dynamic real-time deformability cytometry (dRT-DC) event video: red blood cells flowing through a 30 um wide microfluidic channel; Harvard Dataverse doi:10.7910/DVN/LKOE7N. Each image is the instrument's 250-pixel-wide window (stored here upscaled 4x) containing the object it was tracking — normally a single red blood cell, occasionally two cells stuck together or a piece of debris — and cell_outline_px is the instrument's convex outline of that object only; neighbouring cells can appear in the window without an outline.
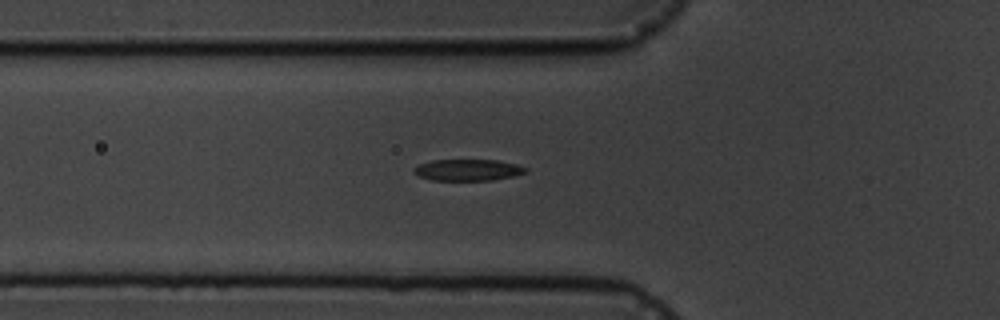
{"species": "common noctule bat (a hibernating species)", "species_latin": "Nyctalus noctula", "temperature_condition": "cold", "stored_images_in_passage": 6, "camera_frame_rate_fps": 3000, "um_per_image_px": 0.085, "animal": {"sex": "male", "body_mass_g": 19.5, "forearm_length_mm": 54.6}, "frame": {"image": 1, "passage_image": 6, "time_ms": 5.667, "image_size_px": [1000, 320], "cell_outline_px": [[528, 172], [512, 176], [492, 180], [432, 180], [420, 176], [412, 172], [412, 168], [420, 164], [432, 160], [496, 160], [516, 164], [528, 168]], "centroid_in_image_um": [39.76, 14.44], "position_along_channel_um": 86.0, "area_um2": 13.93}}